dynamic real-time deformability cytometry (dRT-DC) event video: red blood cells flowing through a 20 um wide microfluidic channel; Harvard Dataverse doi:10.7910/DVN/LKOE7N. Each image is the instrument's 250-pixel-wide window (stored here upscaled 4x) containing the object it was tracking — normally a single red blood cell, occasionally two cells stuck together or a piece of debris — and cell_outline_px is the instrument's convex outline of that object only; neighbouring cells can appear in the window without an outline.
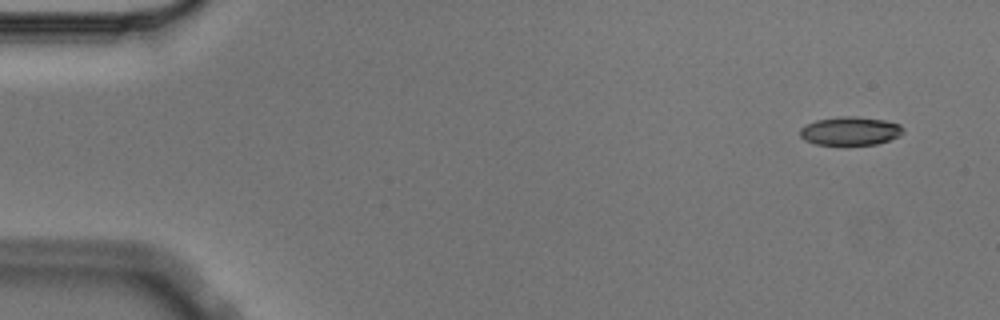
{"species": "Egyptian fruit bat (a non-hibernating species)", "species_latin": "Rousettus aegyptiacus", "temperature_condition": "cold", "stored_images_in_passage": 5, "segment_of_instrument_passage": [2, 2], "camera_frame_rate_fps": 3000, "um_per_image_px": 0.085, "animal": {"sex": "male"}, "frame": {"image": 1, "passage_image": 5, "time_ms": 1.333, "image_size_px": [1000, 320], "cell_outline_px": [[904, 132], [900, 136], [876, 144], [816, 144], [804, 140], [800, 136], [800, 128], [816, 120], [840, 116], [856, 116], [884, 120], [900, 124], [904, 128]], "centroid_in_image_um": [72.29, 11.12], "position_along_channel_um": 12.7, "area_um2": 17.05}}